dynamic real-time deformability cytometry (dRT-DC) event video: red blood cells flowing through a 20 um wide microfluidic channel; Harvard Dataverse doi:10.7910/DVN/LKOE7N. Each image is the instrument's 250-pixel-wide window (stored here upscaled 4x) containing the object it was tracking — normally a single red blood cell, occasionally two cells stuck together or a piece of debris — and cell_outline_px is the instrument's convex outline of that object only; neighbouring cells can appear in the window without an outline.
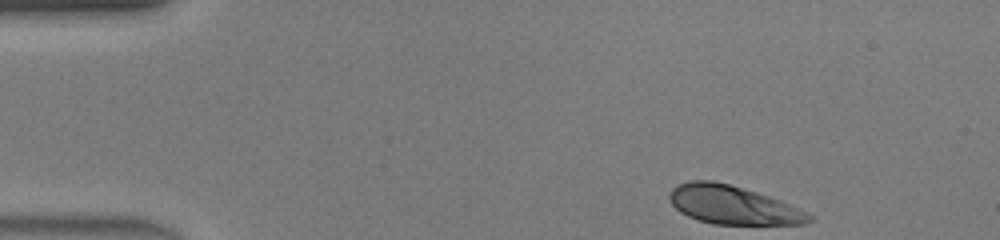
{"species": "human", "species_latin": "Homo sapiens", "temperature_condition": "warm", "stored_images_in_passage": 41, "camera_frame_rate_fps": 3000, "um_per_image_px": 0.085, "donor": {"sex": "male"}, "frame": {"image": 1, "passage_image": 1, "time_ms": 0.0, "image_size_px": [1000, 240], "cell_outline_px": [[816, 216], [812, 220], [804, 224], [712, 224], [688, 216], [680, 212], [672, 204], [668, 196], [668, 192], [676, 184], [688, 180], [712, 180], [728, 184], [756, 192], [792, 204]], "centroid_in_image_um": [62.3, 17.42], "position_along_channel_um": 22.7, "area_um2": 31.5}}
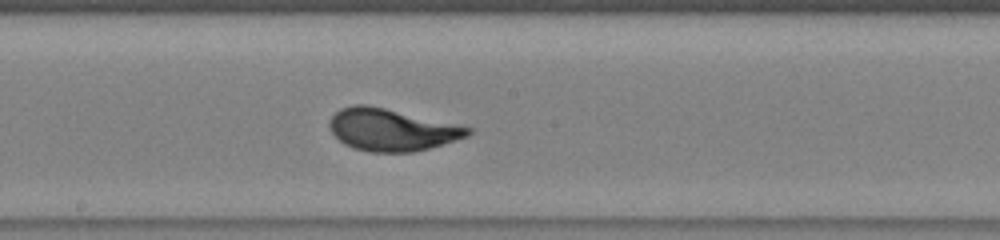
{"frame": {"image": 2, "passage_image": 20, "time_ms": 6.333, "image_size_px": [1000, 240], "cell_outline_px": [[472, 132], [468, 136], [456, 140], [428, 148], [412, 152], [368, 152], [352, 148], [344, 144], [332, 132], [328, 124], [332, 116], [340, 108], [352, 104], [368, 104], [472, 128]], "centroid_in_image_um": [33.24, 11.03], "position_along_channel_um": 215.0, "area_um2": 33.76}}
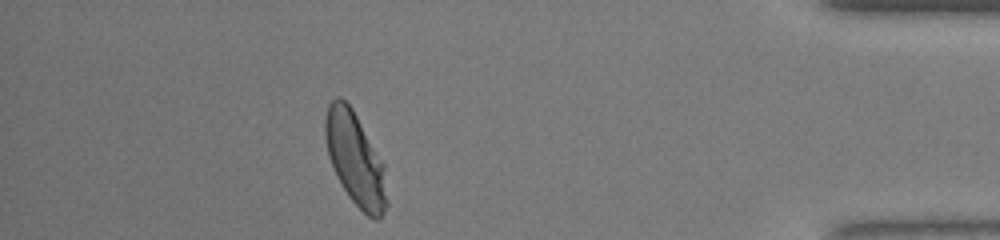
{"frame": {"image": 3, "passage_image": 36, "time_ms": 11.667, "image_size_px": [1000, 240], "cell_outline_px": [[388, 204], [380, 220], [376, 220], [368, 216], [348, 196], [328, 156], [324, 136], [324, 120], [328, 104], [336, 96], [340, 96], [352, 108], [384, 164], [388, 200]], "centroid_in_image_um": [30.2, 13.51], "position_along_channel_um": 405.0, "area_um2": 33.29}, "authors_computed_cell_mechanics": {"area_um2": 33.0616, "velocity_mm_per_s": 4.4413, "shape_relaxation_time_tau1_ms": 3.146, "shape_relaxation_time_tau2_ms": null, "deformation_change_tau1": 0.1794, "deformation_change_tau2": null}}